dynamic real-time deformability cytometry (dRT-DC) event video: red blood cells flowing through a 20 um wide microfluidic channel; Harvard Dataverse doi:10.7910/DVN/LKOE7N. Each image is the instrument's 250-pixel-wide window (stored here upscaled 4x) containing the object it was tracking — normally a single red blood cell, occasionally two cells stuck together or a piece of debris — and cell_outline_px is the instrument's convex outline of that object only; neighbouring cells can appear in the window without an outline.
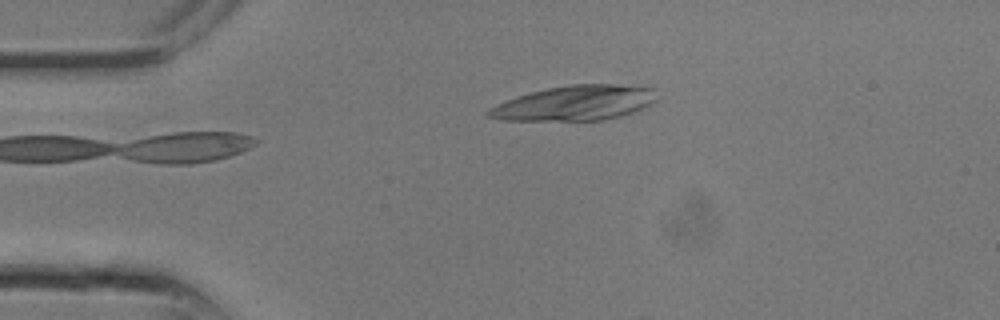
{"species": "common noctule bat (a hibernating species)", "species_latin": "Nyctalus noctula", "temperature_condition": "room temperature", "stored_images_in_passage": 3, "camera_frame_rate_fps": 3000, "um_per_image_px": 0.085, "animal": {"sex": "male", "body_mass_g": 13.3}, "frame": {"image": 1, "passage_image": 1, "time_ms": 0.0, "image_size_px": [1000, 320], "cell_outline_px": [[656, 100], [632, 112], [620, 116], [604, 120], [504, 120], [484, 116], [484, 112], [508, 100], [532, 92], [548, 88], [572, 84], [620, 84], [652, 88]], "centroid_in_image_um": [48.86, 8.76], "position_along_channel_um": 36.1, "area_um2": 33.58}}